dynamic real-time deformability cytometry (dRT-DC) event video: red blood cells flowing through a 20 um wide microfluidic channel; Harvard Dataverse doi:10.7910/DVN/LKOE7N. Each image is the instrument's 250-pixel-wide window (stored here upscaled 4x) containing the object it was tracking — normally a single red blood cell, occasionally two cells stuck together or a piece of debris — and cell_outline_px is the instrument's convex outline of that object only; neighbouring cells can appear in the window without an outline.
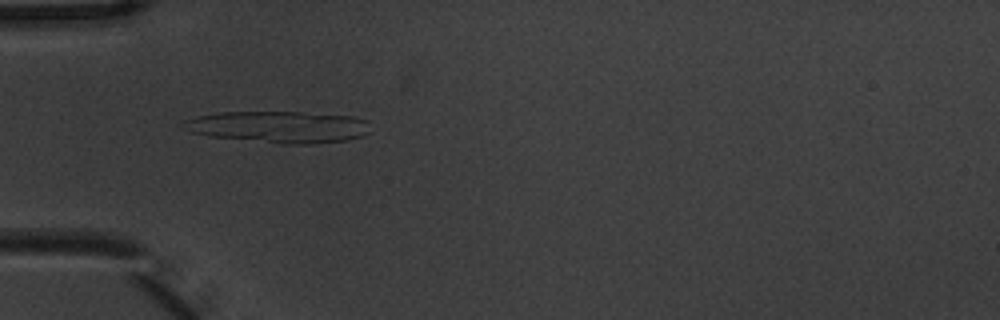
{"species": "common noctule bat (a hibernating species)", "species_latin": "Nyctalus noctula", "temperature_condition": "warm", "stored_images_in_passage": 6, "camera_frame_rate_fps": 3000, "um_per_image_px": 0.085, "animal": {"sex": "male", "body_mass_g": 20.1, "forearm_length_mm": 53.5}, "frame": {"image": 1, "passage_image": 5, "time_ms": 1.333, "image_size_px": [1000, 320], "cell_outline_px": [[372, 132], [364, 136], [348, 140], [304, 144], [284, 144], [208, 136], [192, 132], [180, 124], [184, 120], [196, 116], [220, 112], [304, 112], [352, 116], [368, 120]], "centroid_in_image_um": [23.75, 10.78], "position_along_channel_um": 61.2, "area_um2": 34.8}}
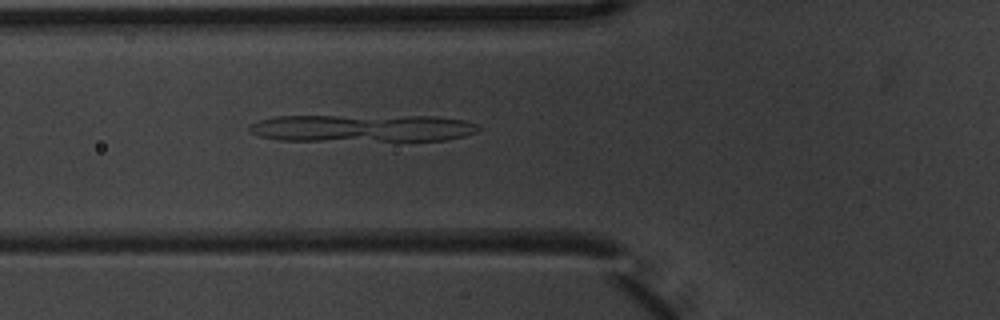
{"frame": {"image": 2, "passage_image": 6, "time_ms": 1.667, "image_size_px": [1000, 320], "cell_outline_px": [[480, 128], [476, 132], [464, 136], [448, 140], [280, 140], [260, 136], [252, 132], [248, 128], [248, 124], [272, 116], [436, 116], [464, 120], [480, 124]], "centroid_in_image_um": [30.83, 10.88], "position_along_channel_um": 95.0, "area_um2": 36.47}}